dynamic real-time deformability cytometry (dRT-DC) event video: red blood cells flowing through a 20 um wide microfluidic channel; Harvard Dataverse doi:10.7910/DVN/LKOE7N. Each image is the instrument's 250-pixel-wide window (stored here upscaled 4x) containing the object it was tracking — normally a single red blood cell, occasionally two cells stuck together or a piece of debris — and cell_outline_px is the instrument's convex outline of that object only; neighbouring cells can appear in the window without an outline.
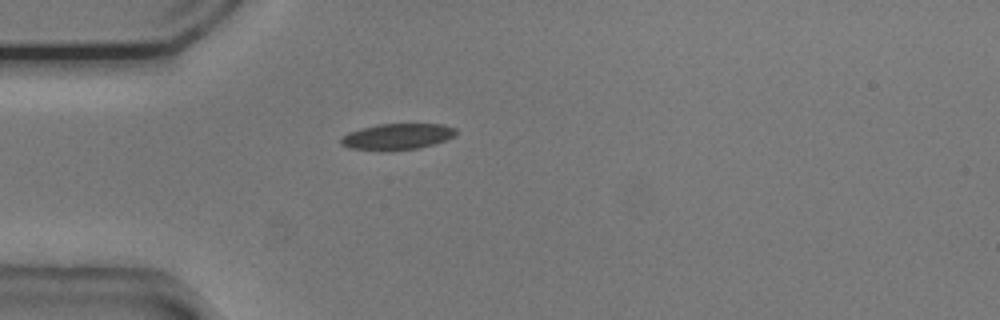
{"species": "common noctule bat (a hibernating species)", "species_latin": "Nyctalus noctula", "temperature_condition": "cold", "stored_images_in_passage": 38, "camera_frame_rate_fps": 3000, "um_per_image_px": 0.085, "animal": {"sex": "male", "body_mass_g": 20.5, "forearm_length_mm": 52.5}, "frame": {"image": 1, "passage_image": 1, "time_ms": 0.0, "image_size_px": [1000, 320], "cell_outline_px": [[456, 132], [452, 136], [444, 140], [420, 148], [380, 152], [348, 148], [340, 144], [340, 136], [348, 132], [360, 128], [376, 124], [444, 124], [456, 128]], "centroid_in_image_um": [33.66, 11.62], "position_along_channel_um": 51.3, "area_um2": 17.86}}
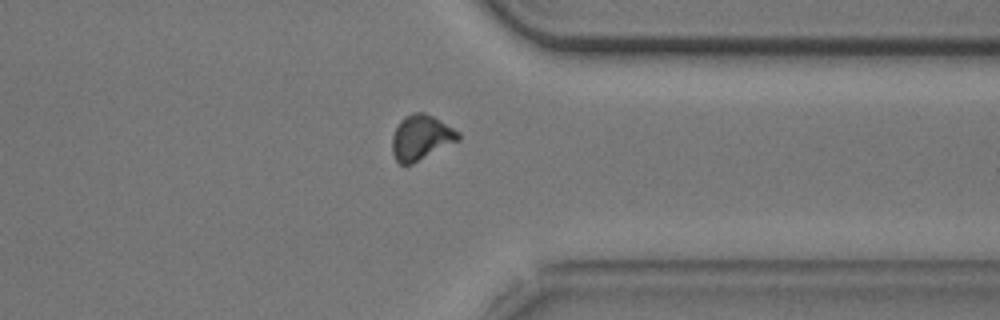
{"frame": {"image": 2, "passage_image": 28, "time_ms": 9.0, "image_size_px": [1000, 320], "cell_outline_px": [[460, 140], [412, 164], [400, 164], [396, 160], [392, 152], [392, 136], [400, 120], [404, 116], [416, 112], [424, 112], [440, 120], [460, 132]], "centroid_in_image_um": [35.79, 11.69], "position_along_channel_um": 375.6, "area_um2": 17.34}}
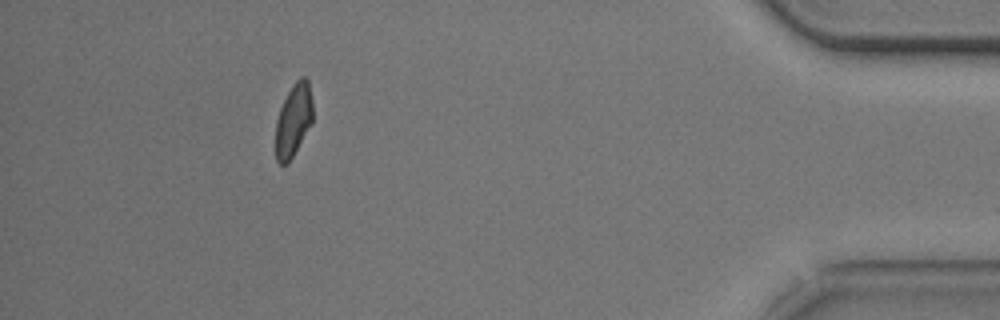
{"frame": {"image": 3, "passage_image": 35, "time_ms": 11.333, "image_size_px": [1000, 320], "cell_outline_px": [[312, 124], [288, 164], [280, 164], [276, 160], [276, 120], [280, 108], [292, 84], [300, 76], [304, 76], [308, 80], [312, 100]], "centroid_in_image_um": [24.95, 10.21], "position_along_channel_um": 410.3, "area_um2": 15.84}, "authors_computed_cell_mechanics": {"area_um2": 17.2244, "velocity_mm_per_s": 3.7438, "shape_relaxation_time_tau1_ms": 7.4711, "shape_relaxation_time_tau2_ms": 3.4781, "deformation_change_tau1": 0.1432, "deformation_change_tau2": 0.08}}